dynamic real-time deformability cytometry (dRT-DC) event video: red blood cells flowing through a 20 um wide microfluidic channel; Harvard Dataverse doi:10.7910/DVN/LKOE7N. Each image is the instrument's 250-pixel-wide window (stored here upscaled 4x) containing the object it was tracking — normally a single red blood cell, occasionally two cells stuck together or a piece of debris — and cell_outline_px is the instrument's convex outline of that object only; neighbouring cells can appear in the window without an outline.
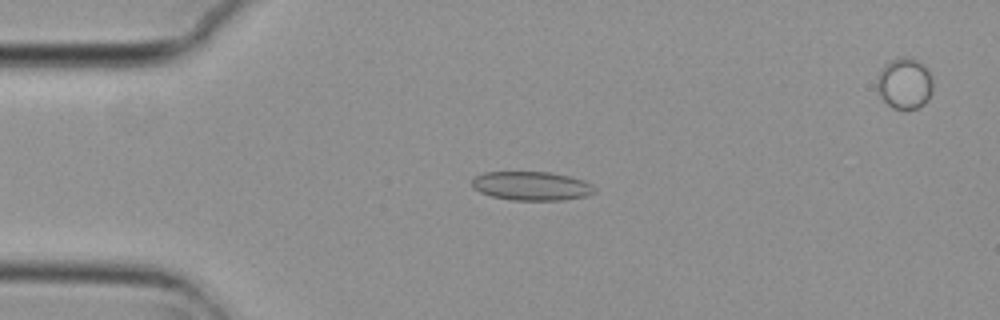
{"species": "common noctule bat (a hibernating species)", "species_latin": "Nyctalus noctula", "temperature_condition": "cold", "stored_images_in_passage": 5, "segment_of_instrument_passage": [1, 2], "camera_frame_rate_fps": 3000, "um_per_image_px": 0.085, "animal": {"sex": "female", "body_mass_g": 29.2, "forearm_length_mm": 56.3}, "frame": {"image": 1, "passage_image": 3, "time_ms": 0.667, "image_size_px": [1000, 320], "cell_outline_px": [[596, 192], [588, 196], [564, 200], [512, 200], [492, 196], [480, 192], [472, 188], [472, 176], [484, 172], [552, 172], [584, 180], [592, 184], [596, 188]], "centroid_in_image_um": [45.19, 15.8], "position_along_channel_um": 39.8, "area_um2": 20.92}}